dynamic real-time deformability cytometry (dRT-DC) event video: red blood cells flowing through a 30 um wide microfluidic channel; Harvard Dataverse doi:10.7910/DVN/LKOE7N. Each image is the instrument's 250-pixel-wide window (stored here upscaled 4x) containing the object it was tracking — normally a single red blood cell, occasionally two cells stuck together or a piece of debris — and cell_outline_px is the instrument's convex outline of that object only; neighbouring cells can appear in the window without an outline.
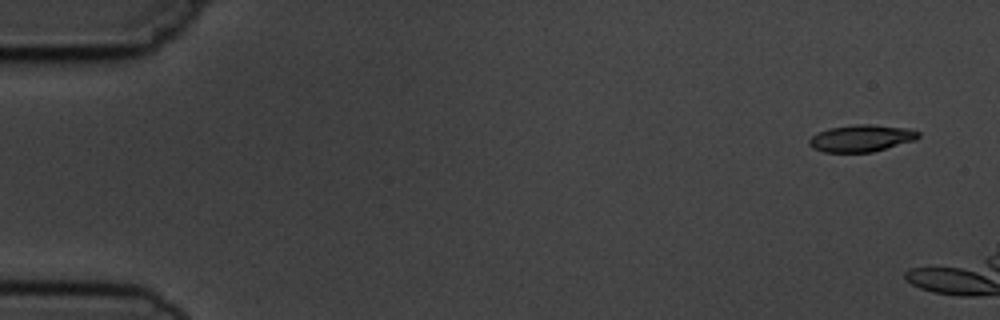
{"species": "common noctule bat (a hibernating species)", "species_latin": "Nyctalus noctula", "temperature_condition": "cold", "stored_images_in_passage": 3, "camera_frame_rate_fps": 3000, "um_per_image_px": 0.085, "animal": {"sex": "male", "body_mass_g": 19.5, "forearm_length_mm": 54.6}, "frame": {"image": 1, "passage_image": 1, "time_ms": 0.0, "image_size_px": [1000, 320], "cell_outline_px": [[920, 136], [916, 140], [872, 152], [824, 152], [812, 148], [808, 144], [808, 140], [812, 136], [828, 128], [856, 124], [872, 124], [912, 128], [920, 132]], "centroid_in_image_um": [73.25, 11.74], "position_along_channel_um": 11.8, "area_um2": 17.34}}